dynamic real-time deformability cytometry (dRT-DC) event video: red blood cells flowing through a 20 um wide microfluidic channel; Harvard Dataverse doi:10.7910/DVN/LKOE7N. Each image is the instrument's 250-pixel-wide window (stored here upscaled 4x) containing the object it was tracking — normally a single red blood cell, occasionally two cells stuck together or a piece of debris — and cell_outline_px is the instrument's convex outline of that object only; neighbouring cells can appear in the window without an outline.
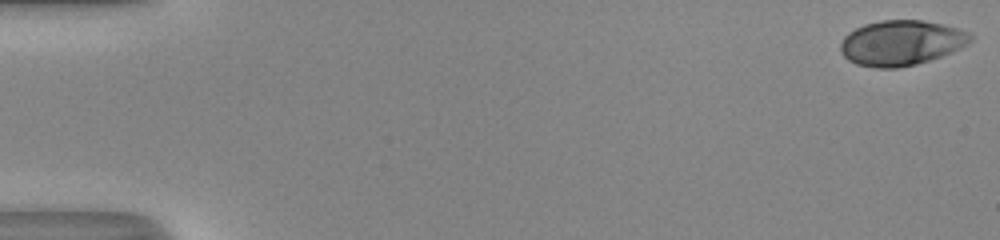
{"species": "human", "species_latin": "Homo sapiens", "temperature_condition": "room temperature", "stored_images_in_passage": 52, "camera_frame_rate_fps": 3000, "um_per_image_px": 0.085, "donor": {"sex": "male"}, "frame": {"image": 1, "passage_image": 1, "time_ms": 0.0, "image_size_px": [1000, 240], "cell_outline_px": [[972, 40], [968, 44], [952, 52], [916, 64], [896, 68], [876, 68], [856, 64], [848, 60], [840, 52], [840, 44], [844, 36], [848, 32], [864, 24], [880, 20], [920, 20], [960, 28], [968, 32], [972, 36]], "centroid_in_image_um": [76.58, 3.64], "position_along_channel_um": 8.4, "area_um2": 34.22}}
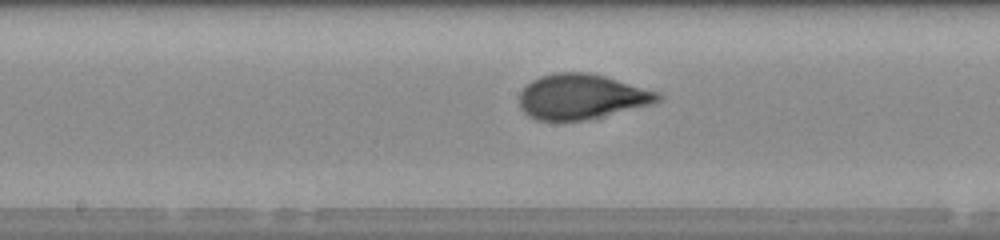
{"frame": {"image": 2, "passage_image": 28, "time_ms": 9.0, "image_size_px": [1000, 240], "cell_outline_px": [[664, 96], [660, 100], [652, 104], [584, 120], [536, 120], [528, 116], [520, 108], [520, 92], [532, 80], [540, 76], [556, 72], [588, 72], [604, 76], [660, 92]], "centroid_in_image_um": [49.43, 8.21], "position_along_channel_um": 198.8, "area_um2": 36.24}}
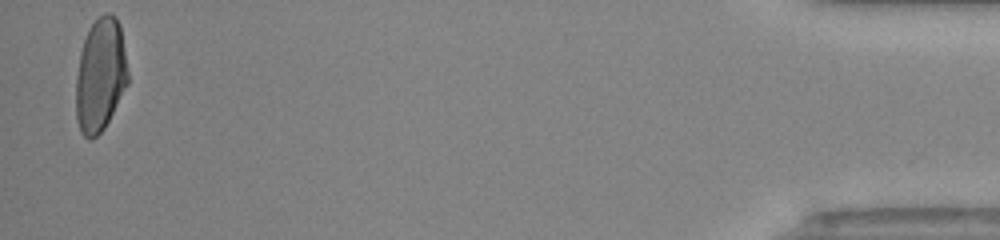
{"frame": {"image": 3, "passage_image": 51, "time_ms": 16.667, "image_size_px": [1000, 240], "cell_outline_px": [[128, 84], [104, 128], [92, 140], [88, 140], [80, 132], [76, 120], [76, 76], [80, 52], [88, 28], [104, 12], [108, 12], [116, 16], [120, 24], [128, 72]], "centroid_in_image_um": [8.52, 6.39], "position_along_channel_um": 426.7, "area_um2": 34.56}, "authors_computed_cell_mechanics": {"area_um2": 34.7667, "velocity_mm_per_s": 4.1362, "shape_relaxation_time_tau1_ms": 4.6777, "shape_relaxation_time_tau2_ms": null, "deformation_change_tau1": 0.2188, "deformation_change_tau2": null}}